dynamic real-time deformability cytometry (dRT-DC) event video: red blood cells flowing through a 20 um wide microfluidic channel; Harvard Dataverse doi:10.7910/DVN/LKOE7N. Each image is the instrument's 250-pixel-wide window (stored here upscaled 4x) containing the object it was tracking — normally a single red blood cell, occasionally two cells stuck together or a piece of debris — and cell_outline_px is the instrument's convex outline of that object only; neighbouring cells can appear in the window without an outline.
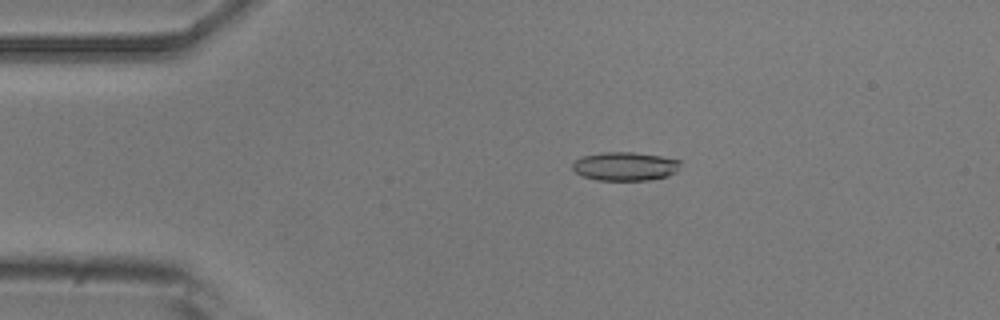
{"species": "common noctule bat (a hibernating species)", "species_latin": "Nyctalus noctula", "temperature_condition": "room temperature", "stored_images_in_passage": 37, "camera_frame_rate_fps": 3000, "um_per_image_px": 0.085, "animal": {"sex": "male", "body_mass_g": 20.5, "forearm_length_mm": 52.5}, "frame": {"image": 1, "passage_image": 10, "time_ms": 3.0, "image_size_px": [1000, 320], "cell_outline_px": [[680, 168], [676, 172], [668, 176], [648, 180], [596, 180], [584, 176], [576, 172], [572, 168], [572, 164], [580, 156], [604, 152], [636, 152], [660, 156], [680, 160]], "centroid_in_image_um": [53.14, 14.13], "position_along_channel_um": 31.9, "area_um2": 18.09}}
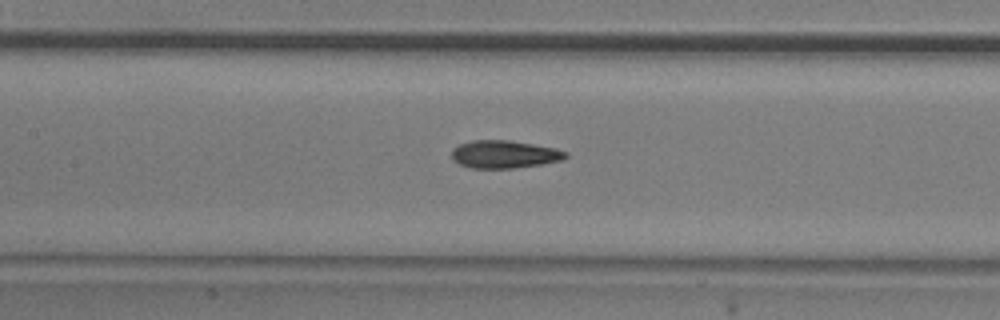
{"frame": {"image": 2, "passage_image": 24, "time_ms": 7.667, "image_size_px": [1000, 320], "cell_outline_px": [[568, 156], [564, 160], [540, 164], [512, 168], [472, 168], [460, 164], [452, 160], [452, 148], [460, 144], [472, 140], [508, 140], [556, 148], [568, 152]], "centroid_in_image_um": [42.88, 13.11], "position_along_channel_um": 164.5, "area_um2": 18.44}}
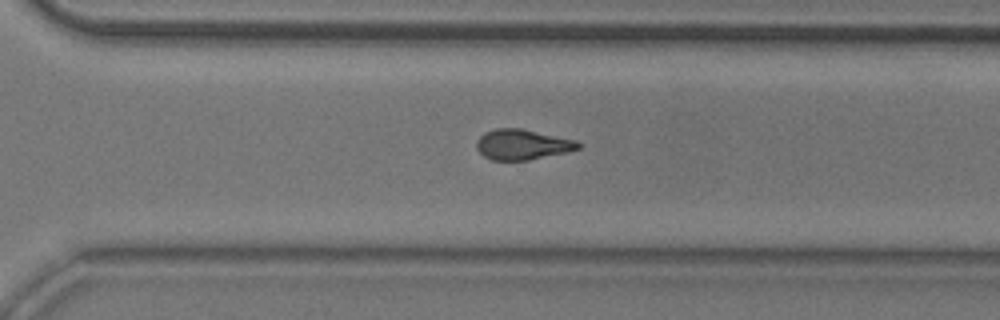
{"frame": {"image": 3, "passage_image": 37, "time_ms": 12.0, "image_size_px": [1000, 320], "cell_outline_px": [[580, 148], [568, 152], [528, 160], [492, 160], [484, 156], [476, 148], [476, 140], [484, 132], [496, 128], [520, 128], [576, 140], [580, 144]], "centroid_in_image_um": [44.38, 12.28], "position_along_channel_um": 326.2, "area_um2": 17.98}}